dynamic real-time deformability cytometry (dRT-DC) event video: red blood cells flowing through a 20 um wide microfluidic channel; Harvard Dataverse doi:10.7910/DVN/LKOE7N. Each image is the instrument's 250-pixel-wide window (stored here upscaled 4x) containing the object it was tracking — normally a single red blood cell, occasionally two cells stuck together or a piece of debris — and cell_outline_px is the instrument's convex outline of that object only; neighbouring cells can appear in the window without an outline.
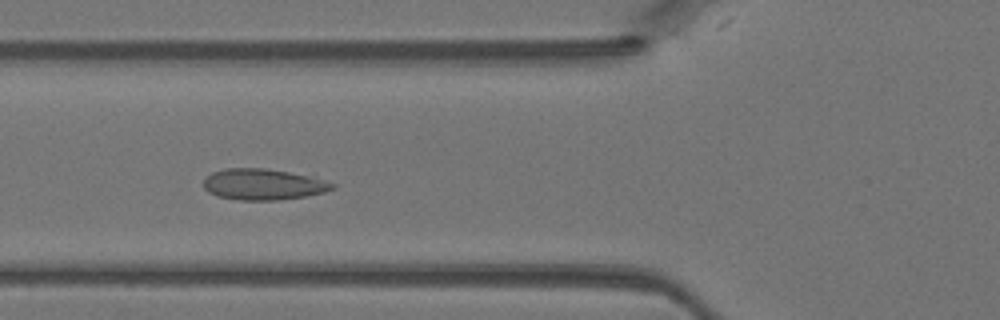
{"species": "Egyptian fruit bat (a non-hibernating species)", "species_latin": "Rousettus aegyptiacus", "temperature_condition": "warm", "stored_images_in_passage": 44, "camera_frame_rate_fps": 3000, "um_per_image_px": 0.085, "animal": {"sex": "female"}, "frame": {"image": 1, "passage_image": 16, "time_ms": 5.0, "image_size_px": [1000, 320], "cell_outline_px": [[336, 188], [324, 192], [308, 196], [276, 200], [236, 200], [216, 196], [208, 192], [204, 188], [204, 180], [212, 172], [228, 168], [264, 168], [288, 172], [336, 184]], "centroid_in_image_um": [22.32, 15.69], "position_along_channel_um": 103.5, "area_um2": 23.06}}
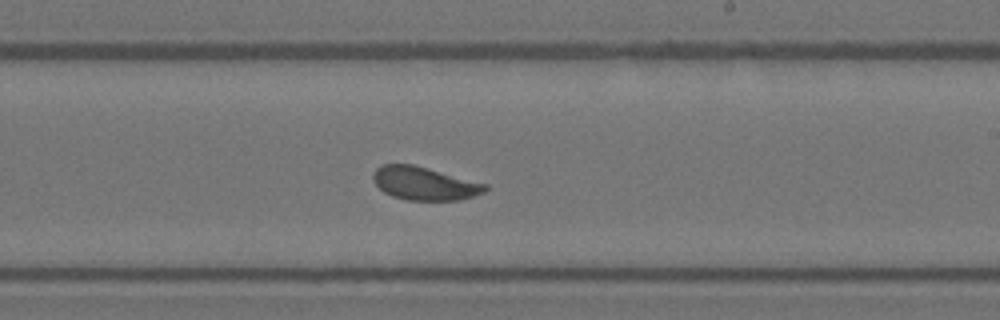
{"frame": {"image": 2, "passage_image": 26, "time_ms": 8.333, "image_size_px": [1000, 320], "cell_outline_px": [[488, 188], [484, 192], [460, 200], [408, 200], [392, 196], [384, 192], [372, 180], [372, 176], [376, 168], [384, 164], [412, 164], [488, 184]], "centroid_in_image_um": [36.07, 15.59], "position_along_channel_um": 252.9, "area_um2": 21.56}}
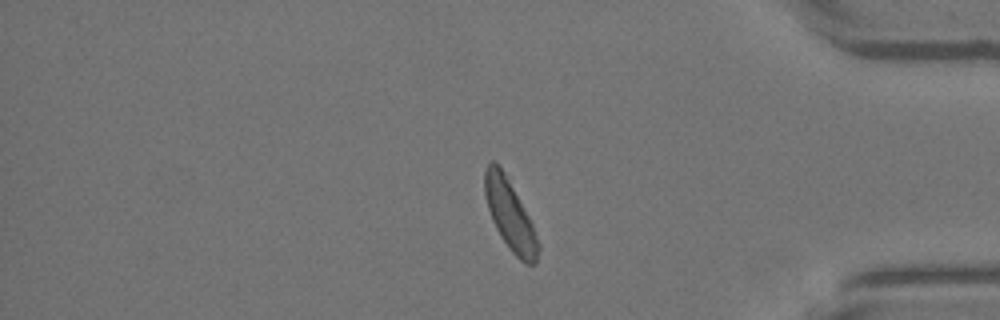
{"frame": {"image": 3, "passage_image": 37, "time_ms": 12.0, "image_size_px": [1000, 320], "cell_outline_px": [[540, 248], [536, 264], [524, 264], [508, 248], [500, 236], [492, 220], [488, 208], [484, 192], [484, 168], [492, 160], [504, 172], [528, 216], [532, 224], [540, 244]], "centroid_in_image_um": [43.35, 18.33], "position_along_channel_um": 391.9, "area_um2": 21.62}}